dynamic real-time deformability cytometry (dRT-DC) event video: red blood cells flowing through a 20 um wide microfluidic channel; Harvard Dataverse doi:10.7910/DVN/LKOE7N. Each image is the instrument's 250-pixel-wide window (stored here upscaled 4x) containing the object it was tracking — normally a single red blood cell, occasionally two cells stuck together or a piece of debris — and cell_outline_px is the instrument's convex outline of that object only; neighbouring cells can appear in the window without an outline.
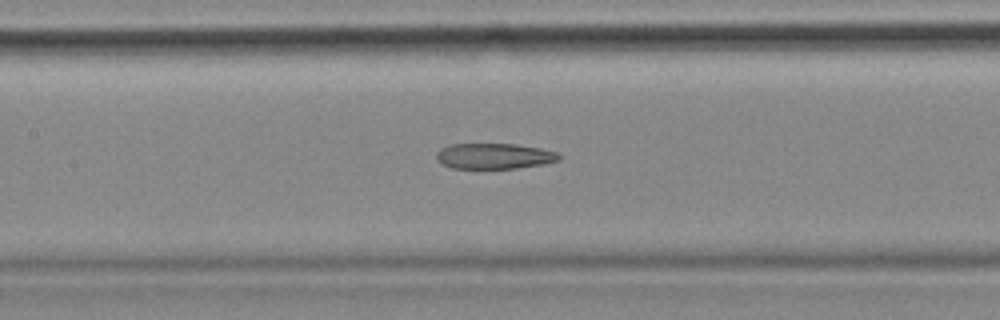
{"species": "common noctule bat (a hibernating species)", "species_latin": "Nyctalus noctula", "temperature_condition": "cold", "stored_images_in_passage": 56, "camera_frame_rate_fps": 3000, "um_per_image_px": 0.085, "animal": {"sex": "female", "body_mass_g": 18.4}, "frame": {"image": 1, "passage_image": 25, "time_ms": 8.0, "image_size_px": [1000, 320], "cell_outline_px": [[560, 160], [544, 164], [516, 168], [452, 168], [444, 164], [436, 156], [436, 152], [440, 148], [448, 144], [516, 144], [540, 148], [556, 152], [560, 156]], "centroid_in_image_um": [42.02, 13.26], "position_along_channel_um": 165.4, "area_um2": 18.21}, "authors_computed_cell_mechanics": {"area_um2": 21.1259, "velocity_mm_per_s": 3.5429, "shape_relaxation_time_tau1_ms": null, "shape_relaxation_time_tau2_ms": 6.0182, "deformation_change_tau1": null, "deformation_change_tau2": 0.1739}}